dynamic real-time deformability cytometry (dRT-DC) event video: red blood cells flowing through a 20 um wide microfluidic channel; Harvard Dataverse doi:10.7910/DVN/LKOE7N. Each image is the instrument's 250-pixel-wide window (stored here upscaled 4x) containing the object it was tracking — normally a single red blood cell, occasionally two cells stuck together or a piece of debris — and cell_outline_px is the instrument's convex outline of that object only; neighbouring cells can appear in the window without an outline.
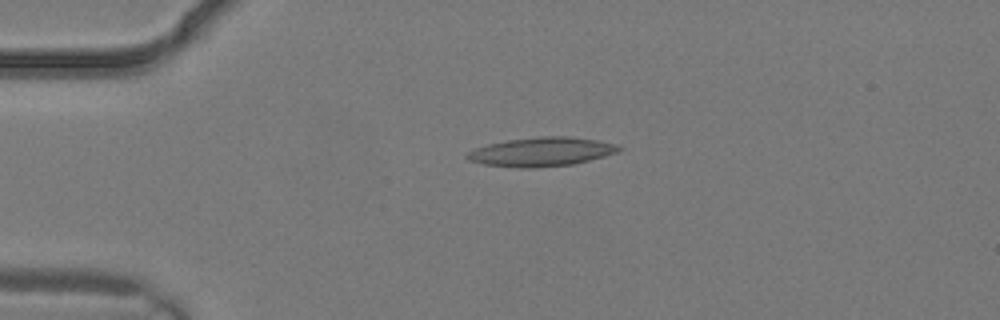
{"species": "common noctule bat (a hibernating species)", "species_latin": "Nyctalus noctula", "temperature_condition": "warm", "stored_images_in_passage": 1, "camera_frame_rate_fps": 3000, "um_per_image_px": 0.085, "animal": {"sex": "male", "body_mass_g": 19.2, "forearm_length_mm": 51.8}, "frame": {"image": 1, "passage_image": 1, "time_ms": 0.0, "image_size_px": [1000, 320], "cell_outline_px": [[624, 148], [616, 152], [604, 156], [572, 164], [536, 168], [516, 168], [484, 164], [468, 160], [464, 156], [468, 152], [476, 148], [488, 144], [508, 140], [540, 136], [572, 136], [596, 140], [616, 144]], "centroid_in_image_um": [46.01, 12.9], "position_along_channel_um": 39.0, "area_um2": 25.61}}